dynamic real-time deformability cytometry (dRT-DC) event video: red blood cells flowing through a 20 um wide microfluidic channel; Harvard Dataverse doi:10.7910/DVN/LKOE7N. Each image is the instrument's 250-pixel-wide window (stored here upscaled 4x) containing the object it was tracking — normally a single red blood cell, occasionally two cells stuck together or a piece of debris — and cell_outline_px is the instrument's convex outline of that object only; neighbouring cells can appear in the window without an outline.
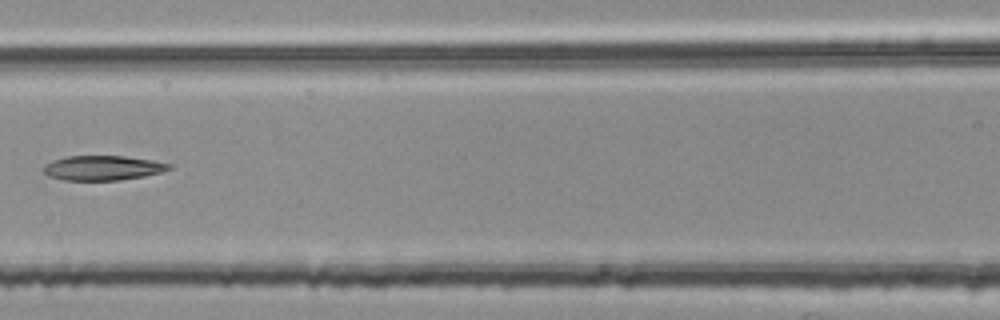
{"species": "common noctule bat (a hibernating species)", "species_latin": "Nyctalus noctula", "temperature_condition": "room temperature", "stored_images_in_passage": 4, "segment_of_instrument_passage": [1, 2], "camera_frame_rate_fps": 3000, "um_per_image_px": 0.085, "animal": {"sex": "female", "body_mass_g": 25.1}, "frame": {"image": 1, "passage_image": 3, "time_ms": 0.667, "image_size_px": [1000, 320], "cell_outline_px": [[172, 168], [160, 172], [144, 176], [120, 180], [64, 180], [48, 176], [44, 172], [44, 164], [52, 160], [68, 156], [124, 156], [152, 160], [172, 164]], "centroid_in_image_um": [8.72, 14.27], "position_along_channel_um": 157.9, "area_um2": 18.03}}